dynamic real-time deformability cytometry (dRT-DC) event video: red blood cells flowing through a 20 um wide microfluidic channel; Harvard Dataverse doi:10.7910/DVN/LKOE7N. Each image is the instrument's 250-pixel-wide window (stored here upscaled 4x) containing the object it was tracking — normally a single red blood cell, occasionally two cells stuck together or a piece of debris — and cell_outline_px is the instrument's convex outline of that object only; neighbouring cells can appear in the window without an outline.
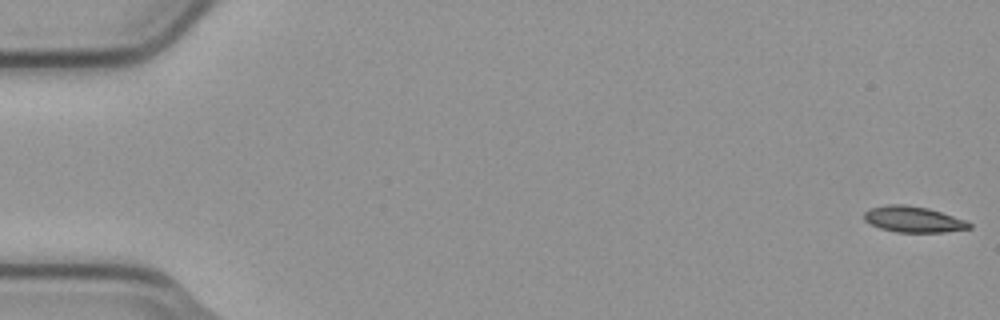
{"species": "common noctule bat (a hibernating species)", "species_latin": "Nyctalus noctula", "temperature_condition": "cold", "stored_images_in_passage": 5, "camera_frame_rate_fps": 3000, "um_per_image_px": 0.085, "animal": {"sex": "male", "body_mass_g": 23.1, "forearm_length_mm": 52.7}, "frame": {"image": 1, "passage_image": 1, "time_ms": 0.0, "image_size_px": [1000, 320], "cell_outline_px": [[972, 228], [944, 232], [896, 232], [880, 228], [864, 220], [864, 212], [868, 208], [888, 204], [904, 204], [928, 208], [968, 220], [972, 224]], "centroid_in_image_um": [77.65, 18.63], "position_along_channel_um": 7.3, "area_um2": 16.07}}